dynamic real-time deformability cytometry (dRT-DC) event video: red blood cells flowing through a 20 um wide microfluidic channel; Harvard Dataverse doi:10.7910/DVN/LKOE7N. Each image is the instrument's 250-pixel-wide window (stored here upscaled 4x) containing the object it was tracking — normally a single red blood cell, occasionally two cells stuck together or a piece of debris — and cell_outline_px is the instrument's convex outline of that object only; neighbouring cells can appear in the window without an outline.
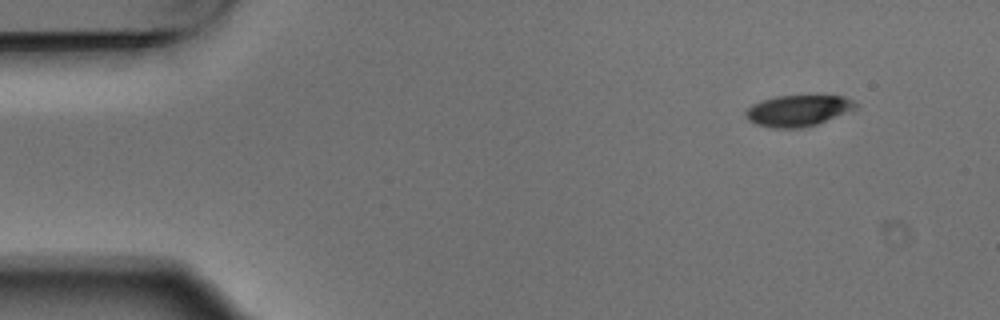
{"species": "Egyptian fruit bat (a non-hibernating species)", "species_latin": "Rousettus aegyptiacus", "temperature_condition": "warm", "stored_images_in_passage": 4, "camera_frame_rate_fps": 3000, "um_per_image_px": 0.085, "animal": {"sex": "male"}, "frame": {"image": 1, "passage_image": 1, "time_ms": 0.0, "image_size_px": [1000, 320], "cell_outline_px": [[856, 108], [816, 124], [800, 128], [772, 128], [756, 124], [748, 120], [744, 116], [744, 112], [752, 104], [776, 96], [844, 96], [852, 100], [856, 104]], "centroid_in_image_um": [67.77, 9.41], "position_along_channel_um": 17.2, "area_um2": 19.65}}
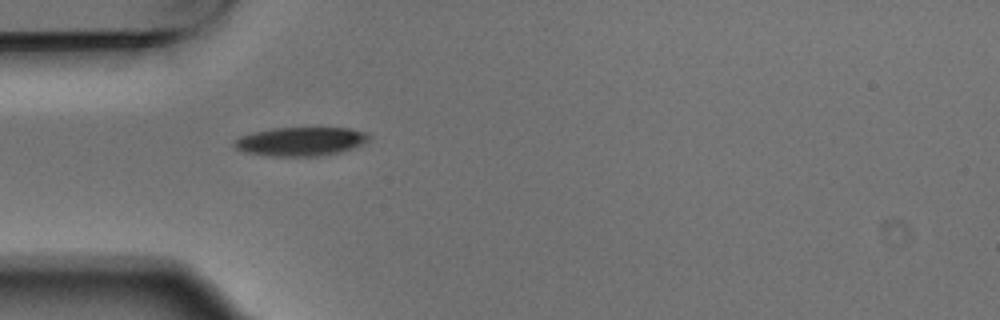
{"frame": {"image": 2, "passage_image": 4, "time_ms": 1.0, "image_size_px": [1000, 320], "cell_outline_px": [[372, 140], [356, 148], [324, 156], [264, 156], [244, 152], [236, 148], [232, 144], [240, 136], [256, 132], [276, 128], [348, 128], [364, 132], [372, 136]], "centroid_in_image_um": [25.63, 12.04], "position_along_channel_um": 59.4, "area_um2": 22.83}}